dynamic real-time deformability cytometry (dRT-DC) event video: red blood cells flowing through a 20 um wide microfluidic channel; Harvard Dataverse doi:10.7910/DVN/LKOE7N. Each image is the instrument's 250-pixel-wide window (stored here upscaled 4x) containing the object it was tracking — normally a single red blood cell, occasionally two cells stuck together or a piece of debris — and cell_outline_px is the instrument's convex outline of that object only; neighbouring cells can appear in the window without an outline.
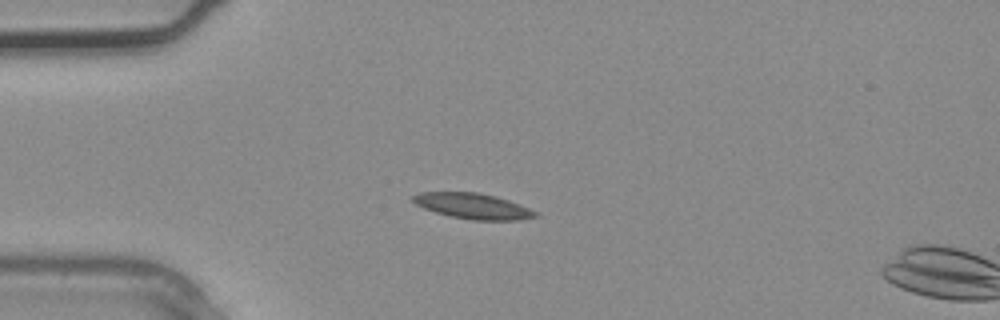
{"species": "common noctule bat (a hibernating species)", "species_latin": "Nyctalus noctula", "temperature_condition": "warm", "stored_images_in_passage": 2, "camera_frame_rate_fps": 3000, "um_per_image_px": 0.085, "animal": {"sex": "male", "body_mass_g": 20.4}, "frame": {"image": 1, "passage_image": 2, "time_ms": 0.333, "image_size_px": [1000, 320], "cell_outline_px": [[540, 216], [520, 220], [472, 220], [452, 216], [436, 212], [424, 208], [416, 204], [412, 200], [412, 196], [420, 192], [476, 192], [496, 196], [520, 204], [540, 212]], "centroid_in_image_um": [40.27, 17.52], "position_along_channel_um": 44.7, "area_um2": 18.32}}